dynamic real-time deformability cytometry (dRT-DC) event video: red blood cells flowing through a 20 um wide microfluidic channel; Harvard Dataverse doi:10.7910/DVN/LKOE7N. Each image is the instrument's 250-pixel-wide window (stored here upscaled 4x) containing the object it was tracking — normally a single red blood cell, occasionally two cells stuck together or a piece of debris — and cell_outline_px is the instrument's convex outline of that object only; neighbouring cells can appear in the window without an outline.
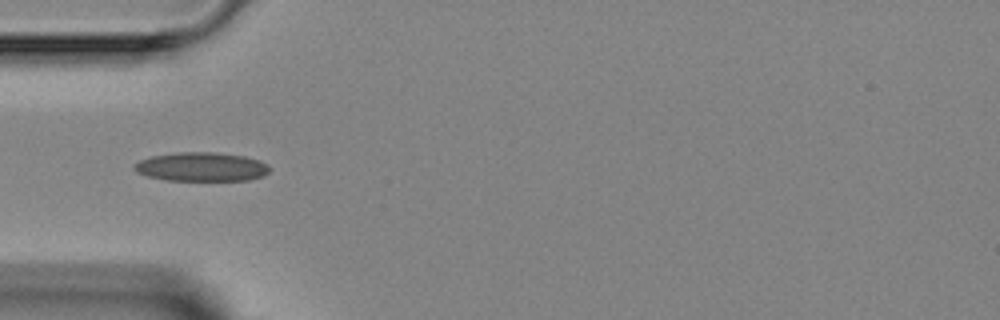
{"species": "Egyptian fruit bat (a non-hibernating species)", "species_latin": "Rousettus aegyptiacus", "temperature_condition": "room temperature", "stored_images_in_passage": 5, "camera_frame_rate_fps": 3000, "um_per_image_px": 0.085, "animal": {"sex": "female"}, "frame": {"image": 1, "passage_image": 4, "time_ms": 3.667, "image_size_px": [1000, 320], "cell_outline_px": [[272, 168], [264, 176], [248, 180], [168, 180], [148, 176], [136, 172], [132, 168], [132, 164], [140, 160], [152, 156], [176, 152], [212, 152], [244, 156], [260, 160], [268, 164]], "centroid_in_image_um": [17.13, 14.17], "position_along_channel_um": 67.9, "area_um2": 22.95}}
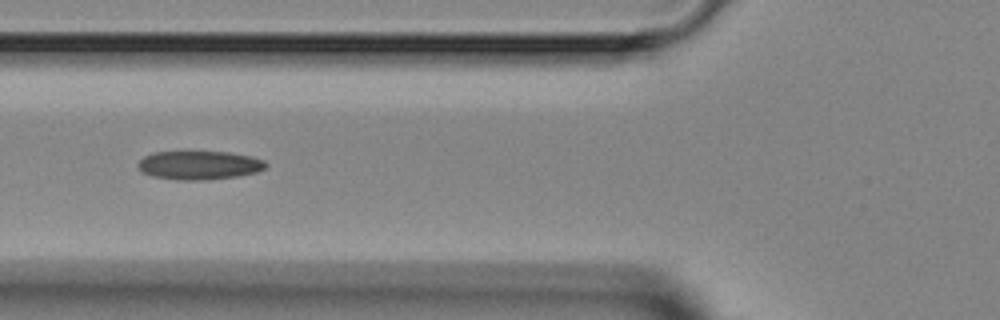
{"frame": {"image": 2, "passage_image": 5, "time_ms": 4.667, "image_size_px": [1000, 320], "cell_outline_px": [[268, 164], [264, 168], [256, 172], [236, 176], [200, 180], [176, 180], [152, 176], [140, 172], [136, 164], [144, 156], [152, 152], [228, 152], [252, 156], [264, 160]], "centroid_in_image_um": [16.89, 14.04], "position_along_channel_um": 108.9, "area_um2": 21.39}}